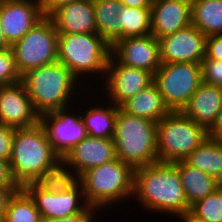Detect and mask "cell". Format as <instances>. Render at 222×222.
Listing matches in <instances>:
<instances>
[{
  "label": "cell",
  "instance_id": "6da1fadb",
  "mask_svg": "<svg viewBox=\"0 0 222 222\" xmlns=\"http://www.w3.org/2000/svg\"><path fill=\"white\" fill-rule=\"evenodd\" d=\"M132 199L147 212L186 217L190 206L180 181L177 162L157 161L134 169ZM141 205V206H140Z\"/></svg>",
  "mask_w": 222,
  "mask_h": 222
},
{
  "label": "cell",
  "instance_id": "7a4b0ae2",
  "mask_svg": "<svg viewBox=\"0 0 222 222\" xmlns=\"http://www.w3.org/2000/svg\"><path fill=\"white\" fill-rule=\"evenodd\" d=\"M10 165L22 187L29 182L63 177L62 159L54 152L40 122L31 127L15 129Z\"/></svg>",
  "mask_w": 222,
  "mask_h": 222
},
{
  "label": "cell",
  "instance_id": "3957f363",
  "mask_svg": "<svg viewBox=\"0 0 222 222\" xmlns=\"http://www.w3.org/2000/svg\"><path fill=\"white\" fill-rule=\"evenodd\" d=\"M21 82L40 116L66 108L71 103L75 106L77 104L76 99L80 97V94L86 98L83 91L88 90L87 93L89 94V89L83 90L85 87L81 85L82 83L64 64L58 61L29 70L22 75ZM79 91L81 92L79 93ZM78 95L79 97H77Z\"/></svg>",
  "mask_w": 222,
  "mask_h": 222
},
{
  "label": "cell",
  "instance_id": "277c9868",
  "mask_svg": "<svg viewBox=\"0 0 222 222\" xmlns=\"http://www.w3.org/2000/svg\"><path fill=\"white\" fill-rule=\"evenodd\" d=\"M110 55L111 45L97 33L58 34V62L89 89H92L89 81L98 80L99 85L104 81Z\"/></svg>",
  "mask_w": 222,
  "mask_h": 222
},
{
  "label": "cell",
  "instance_id": "5b68a950",
  "mask_svg": "<svg viewBox=\"0 0 222 222\" xmlns=\"http://www.w3.org/2000/svg\"><path fill=\"white\" fill-rule=\"evenodd\" d=\"M77 180L83 186L87 204L102 213L105 212L102 208L111 210L109 207L125 201L129 206L132 201L134 168L118 158L88 169Z\"/></svg>",
  "mask_w": 222,
  "mask_h": 222
},
{
  "label": "cell",
  "instance_id": "8992f818",
  "mask_svg": "<svg viewBox=\"0 0 222 222\" xmlns=\"http://www.w3.org/2000/svg\"><path fill=\"white\" fill-rule=\"evenodd\" d=\"M157 123L117 110L113 141L116 156L134 169L158 161Z\"/></svg>",
  "mask_w": 222,
  "mask_h": 222
},
{
  "label": "cell",
  "instance_id": "52a82bcc",
  "mask_svg": "<svg viewBox=\"0 0 222 222\" xmlns=\"http://www.w3.org/2000/svg\"><path fill=\"white\" fill-rule=\"evenodd\" d=\"M23 188L34 200L43 222L75 215L89 206L83 186L77 179L61 177L52 181L29 182Z\"/></svg>",
  "mask_w": 222,
  "mask_h": 222
},
{
  "label": "cell",
  "instance_id": "ba28073f",
  "mask_svg": "<svg viewBox=\"0 0 222 222\" xmlns=\"http://www.w3.org/2000/svg\"><path fill=\"white\" fill-rule=\"evenodd\" d=\"M207 130L181 111H171L157 122L158 161H183L206 138Z\"/></svg>",
  "mask_w": 222,
  "mask_h": 222
},
{
  "label": "cell",
  "instance_id": "9c48e42d",
  "mask_svg": "<svg viewBox=\"0 0 222 222\" xmlns=\"http://www.w3.org/2000/svg\"><path fill=\"white\" fill-rule=\"evenodd\" d=\"M10 48L21 76L31 69L57 62L58 32L52 19L43 16Z\"/></svg>",
  "mask_w": 222,
  "mask_h": 222
},
{
  "label": "cell",
  "instance_id": "30bf717a",
  "mask_svg": "<svg viewBox=\"0 0 222 222\" xmlns=\"http://www.w3.org/2000/svg\"><path fill=\"white\" fill-rule=\"evenodd\" d=\"M154 83L171 111H181L202 83L200 63H161Z\"/></svg>",
  "mask_w": 222,
  "mask_h": 222
},
{
  "label": "cell",
  "instance_id": "8fae6325",
  "mask_svg": "<svg viewBox=\"0 0 222 222\" xmlns=\"http://www.w3.org/2000/svg\"><path fill=\"white\" fill-rule=\"evenodd\" d=\"M76 106H68L40 116V123L46 131L49 143L61 159L88 136L78 104Z\"/></svg>",
  "mask_w": 222,
  "mask_h": 222
},
{
  "label": "cell",
  "instance_id": "7c38bea8",
  "mask_svg": "<svg viewBox=\"0 0 222 222\" xmlns=\"http://www.w3.org/2000/svg\"><path fill=\"white\" fill-rule=\"evenodd\" d=\"M153 82L154 75L151 72L125 66L110 55L105 79L100 84L105 91L100 92V95L105 93L106 97L104 94L103 97L119 107L128 98L144 90Z\"/></svg>",
  "mask_w": 222,
  "mask_h": 222
},
{
  "label": "cell",
  "instance_id": "4fadbf2b",
  "mask_svg": "<svg viewBox=\"0 0 222 222\" xmlns=\"http://www.w3.org/2000/svg\"><path fill=\"white\" fill-rule=\"evenodd\" d=\"M116 158L113 139L87 136L62 159V175L69 179H78L88 169Z\"/></svg>",
  "mask_w": 222,
  "mask_h": 222
},
{
  "label": "cell",
  "instance_id": "5bb4252c",
  "mask_svg": "<svg viewBox=\"0 0 222 222\" xmlns=\"http://www.w3.org/2000/svg\"><path fill=\"white\" fill-rule=\"evenodd\" d=\"M158 41L161 63H201L205 57L206 35L192 24Z\"/></svg>",
  "mask_w": 222,
  "mask_h": 222
},
{
  "label": "cell",
  "instance_id": "9a60e30c",
  "mask_svg": "<svg viewBox=\"0 0 222 222\" xmlns=\"http://www.w3.org/2000/svg\"><path fill=\"white\" fill-rule=\"evenodd\" d=\"M111 55L125 66L144 69L153 75L161 66L159 41L152 34L117 40L111 46Z\"/></svg>",
  "mask_w": 222,
  "mask_h": 222
},
{
  "label": "cell",
  "instance_id": "2e32d148",
  "mask_svg": "<svg viewBox=\"0 0 222 222\" xmlns=\"http://www.w3.org/2000/svg\"><path fill=\"white\" fill-rule=\"evenodd\" d=\"M40 122L22 82L0 86V123L13 128L31 127Z\"/></svg>",
  "mask_w": 222,
  "mask_h": 222
},
{
  "label": "cell",
  "instance_id": "e0dca14e",
  "mask_svg": "<svg viewBox=\"0 0 222 222\" xmlns=\"http://www.w3.org/2000/svg\"><path fill=\"white\" fill-rule=\"evenodd\" d=\"M42 17L39 0H0V23L10 45L20 40Z\"/></svg>",
  "mask_w": 222,
  "mask_h": 222
},
{
  "label": "cell",
  "instance_id": "ac0fdd59",
  "mask_svg": "<svg viewBox=\"0 0 222 222\" xmlns=\"http://www.w3.org/2000/svg\"><path fill=\"white\" fill-rule=\"evenodd\" d=\"M192 0H155L151 6V34L160 39L191 25Z\"/></svg>",
  "mask_w": 222,
  "mask_h": 222
},
{
  "label": "cell",
  "instance_id": "d6986e66",
  "mask_svg": "<svg viewBox=\"0 0 222 222\" xmlns=\"http://www.w3.org/2000/svg\"><path fill=\"white\" fill-rule=\"evenodd\" d=\"M58 34L97 33L93 0L63 5L49 16Z\"/></svg>",
  "mask_w": 222,
  "mask_h": 222
},
{
  "label": "cell",
  "instance_id": "ffe728a7",
  "mask_svg": "<svg viewBox=\"0 0 222 222\" xmlns=\"http://www.w3.org/2000/svg\"><path fill=\"white\" fill-rule=\"evenodd\" d=\"M222 107V87L202 82L181 112L208 130Z\"/></svg>",
  "mask_w": 222,
  "mask_h": 222
},
{
  "label": "cell",
  "instance_id": "44dd1931",
  "mask_svg": "<svg viewBox=\"0 0 222 222\" xmlns=\"http://www.w3.org/2000/svg\"><path fill=\"white\" fill-rule=\"evenodd\" d=\"M119 108L126 113L143 117L156 123L171 112L154 82L133 97L128 98Z\"/></svg>",
  "mask_w": 222,
  "mask_h": 222
},
{
  "label": "cell",
  "instance_id": "7402d4cb",
  "mask_svg": "<svg viewBox=\"0 0 222 222\" xmlns=\"http://www.w3.org/2000/svg\"><path fill=\"white\" fill-rule=\"evenodd\" d=\"M101 97L103 99V103L101 101ZM101 97L99 100H97V102H94V100H88V102L92 101L93 104L95 103V106L92 105V107L89 108L87 105L91 103L87 104L85 102L84 105H86L87 108H82L84 110L80 109V113L84 121L88 136L94 138L113 139L115 131V122L117 118V110L119 107L111 103L110 101L104 99L103 96ZM99 101H101V104Z\"/></svg>",
  "mask_w": 222,
  "mask_h": 222
},
{
  "label": "cell",
  "instance_id": "603a6c76",
  "mask_svg": "<svg viewBox=\"0 0 222 222\" xmlns=\"http://www.w3.org/2000/svg\"><path fill=\"white\" fill-rule=\"evenodd\" d=\"M177 169L189 206L205 198L221 185L214 177L187 165L184 161L177 162Z\"/></svg>",
  "mask_w": 222,
  "mask_h": 222
},
{
  "label": "cell",
  "instance_id": "cb8c5ba5",
  "mask_svg": "<svg viewBox=\"0 0 222 222\" xmlns=\"http://www.w3.org/2000/svg\"><path fill=\"white\" fill-rule=\"evenodd\" d=\"M202 172L214 177L222 184V142L207 137L184 160Z\"/></svg>",
  "mask_w": 222,
  "mask_h": 222
},
{
  "label": "cell",
  "instance_id": "d4e9b609",
  "mask_svg": "<svg viewBox=\"0 0 222 222\" xmlns=\"http://www.w3.org/2000/svg\"><path fill=\"white\" fill-rule=\"evenodd\" d=\"M191 24L206 36L222 34V0H192Z\"/></svg>",
  "mask_w": 222,
  "mask_h": 222
},
{
  "label": "cell",
  "instance_id": "484cf974",
  "mask_svg": "<svg viewBox=\"0 0 222 222\" xmlns=\"http://www.w3.org/2000/svg\"><path fill=\"white\" fill-rule=\"evenodd\" d=\"M97 34L111 46L119 40V21L117 14L122 9L120 0H93Z\"/></svg>",
  "mask_w": 222,
  "mask_h": 222
},
{
  "label": "cell",
  "instance_id": "4316f807",
  "mask_svg": "<svg viewBox=\"0 0 222 222\" xmlns=\"http://www.w3.org/2000/svg\"><path fill=\"white\" fill-rule=\"evenodd\" d=\"M117 16L119 40L151 34V8H132L123 5Z\"/></svg>",
  "mask_w": 222,
  "mask_h": 222
},
{
  "label": "cell",
  "instance_id": "83f0119b",
  "mask_svg": "<svg viewBox=\"0 0 222 222\" xmlns=\"http://www.w3.org/2000/svg\"><path fill=\"white\" fill-rule=\"evenodd\" d=\"M2 222H43L29 193L22 187L11 196Z\"/></svg>",
  "mask_w": 222,
  "mask_h": 222
},
{
  "label": "cell",
  "instance_id": "f1b7e54d",
  "mask_svg": "<svg viewBox=\"0 0 222 222\" xmlns=\"http://www.w3.org/2000/svg\"><path fill=\"white\" fill-rule=\"evenodd\" d=\"M187 217L194 222H222V184L192 204Z\"/></svg>",
  "mask_w": 222,
  "mask_h": 222
},
{
  "label": "cell",
  "instance_id": "f546056e",
  "mask_svg": "<svg viewBox=\"0 0 222 222\" xmlns=\"http://www.w3.org/2000/svg\"><path fill=\"white\" fill-rule=\"evenodd\" d=\"M21 80L12 49H0V86L16 84Z\"/></svg>",
  "mask_w": 222,
  "mask_h": 222
},
{
  "label": "cell",
  "instance_id": "4dcf8cb0",
  "mask_svg": "<svg viewBox=\"0 0 222 222\" xmlns=\"http://www.w3.org/2000/svg\"><path fill=\"white\" fill-rule=\"evenodd\" d=\"M201 74L202 82L222 87V61L214 59H202Z\"/></svg>",
  "mask_w": 222,
  "mask_h": 222
},
{
  "label": "cell",
  "instance_id": "1f68e13d",
  "mask_svg": "<svg viewBox=\"0 0 222 222\" xmlns=\"http://www.w3.org/2000/svg\"><path fill=\"white\" fill-rule=\"evenodd\" d=\"M15 128L0 123V159L10 161Z\"/></svg>",
  "mask_w": 222,
  "mask_h": 222
},
{
  "label": "cell",
  "instance_id": "d6a6232c",
  "mask_svg": "<svg viewBox=\"0 0 222 222\" xmlns=\"http://www.w3.org/2000/svg\"><path fill=\"white\" fill-rule=\"evenodd\" d=\"M222 61V34L206 36L205 57Z\"/></svg>",
  "mask_w": 222,
  "mask_h": 222
},
{
  "label": "cell",
  "instance_id": "836d02e7",
  "mask_svg": "<svg viewBox=\"0 0 222 222\" xmlns=\"http://www.w3.org/2000/svg\"><path fill=\"white\" fill-rule=\"evenodd\" d=\"M101 213L100 210L93 206H88L84 211L75 215L66 216L64 218L55 219L52 222H96L95 218L98 219L97 215ZM98 212V213H97Z\"/></svg>",
  "mask_w": 222,
  "mask_h": 222
},
{
  "label": "cell",
  "instance_id": "e575fe53",
  "mask_svg": "<svg viewBox=\"0 0 222 222\" xmlns=\"http://www.w3.org/2000/svg\"><path fill=\"white\" fill-rule=\"evenodd\" d=\"M0 186L14 187L17 191L22 188L13 175L10 161L2 159H0Z\"/></svg>",
  "mask_w": 222,
  "mask_h": 222
},
{
  "label": "cell",
  "instance_id": "d590c367",
  "mask_svg": "<svg viewBox=\"0 0 222 222\" xmlns=\"http://www.w3.org/2000/svg\"><path fill=\"white\" fill-rule=\"evenodd\" d=\"M81 0H39L43 16H50L59 7Z\"/></svg>",
  "mask_w": 222,
  "mask_h": 222
},
{
  "label": "cell",
  "instance_id": "8d00e7d4",
  "mask_svg": "<svg viewBox=\"0 0 222 222\" xmlns=\"http://www.w3.org/2000/svg\"><path fill=\"white\" fill-rule=\"evenodd\" d=\"M207 134L210 139L222 142V107L211 127L207 130Z\"/></svg>",
  "mask_w": 222,
  "mask_h": 222
},
{
  "label": "cell",
  "instance_id": "74e56055",
  "mask_svg": "<svg viewBox=\"0 0 222 222\" xmlns=\"http://www.w3.org/2000/svg\"><path fill=\"white\" fill-rule=\"evenodd\" d=\"M17 191L14 187L0 186V222L2 221L9 199Z\"/></svg>",
  "mask_w": 222,
  "mask_h": 222
},
{
  "label": "cell",
  "instance_id": "f35d334b",
  "mask_svg": "<svg viewBox=\"0 0 222 222\" xmlns=\"http://www.w3.org/2000/svg\"><path fill=\"white\" fill-rule=\"evenodd\" d=\"M124 6L132 8H151L152 0H120Z\"/></svg>",
  "mask_w": 222,
  "mask_h": 222
},
{
  "label": "cell",
  "instance_id": "ab89813d",
  "mask_svg": "<svg viewBox=\"0 0 222 222\" xmlns=\"http://www.w3.org/2000/svg\"><path fill=\"white\" fill-rule=\"evenodd\" d=\"M11 45L6 41V38L4 36L3 30H2V26L0 23V49H5L10 47Z\"/></svg>",
  "mask_w": 222,
  "mask_h": 222
},
{
  "label": "cell",
  "instance_id": "60d3db41",
  "mask_svg": "<svg viewBox=\"0 0 222 222\" xmlns=\"http://www.w3.org/2000/svg\"><path fill=\"white\" fill-rule=\"evenodd\" d=\"M179 221H183V222H194V221H192L189 217H179V218H177Z\"/></svg>",
  "mask_w": 222,
  "mask_h": 222
}]
</instances>
